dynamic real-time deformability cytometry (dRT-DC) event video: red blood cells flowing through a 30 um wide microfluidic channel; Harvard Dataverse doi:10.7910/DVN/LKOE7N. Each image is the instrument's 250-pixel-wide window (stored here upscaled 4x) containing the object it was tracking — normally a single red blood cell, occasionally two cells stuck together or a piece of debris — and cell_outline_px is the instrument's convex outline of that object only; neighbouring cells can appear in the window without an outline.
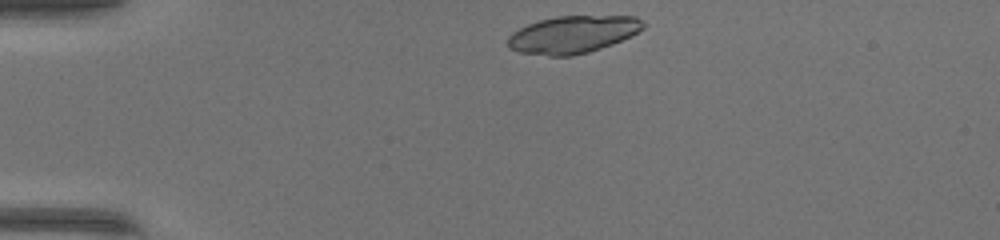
{"species": "common noctule bat (a hibernating species)", "species_latin": "Nyctalus noctula", "temperature_condition": "warm", "stored_images_in_passage": 39, "camera_frame_rate_fps": 3000, "um_per_image_px": 0.085, "animal": {"sex": "female", "body_mass_g": 17.0, "forearm_length_mm": 48.0}, "frame": {"image": 1, "passage_image": 1, "time_ms": 0.0, "image_size_px": [1000, 240], "cell_outline_px": [[644, 28], [612, 44], [588, 52], [572, 56], [548, 56], [520, 52], [508, 48], [508, 36], [512, 32], [528, 24], [540, 20], [556, 16], [636, 16], [644, 24]], "centroid_in_image_um": [48.64, 2.93], "position_along_channel_um": 36.4, "area_um2": 29.25}}
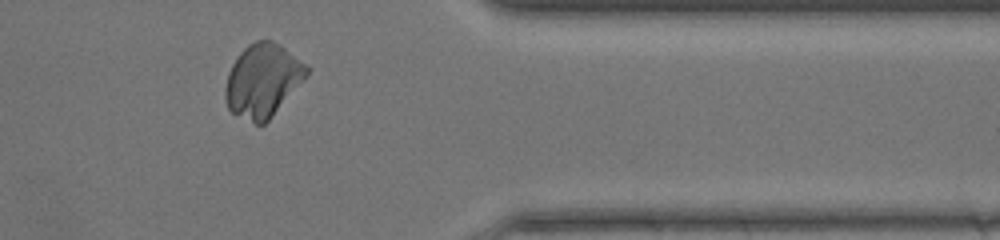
{"frame": {"image": 2, "passage_image": 31, "time_ms": 10.0, "image_size_px": [1000, 240], "cell_outline_px": [[312, 68], [308, 76], [268, 120], [264, 124], [256, 124], [232, 112], [228, 108], [224, 96], [224, 88], [228, 72], [232, 64], [240, 52], [248, 44], [256, 40], [272, 40], [280, 44]], "centroid_in_image_um": [22.35, 6.81], "position_along_channel_um": 389.1, "area_um2": 34.85}}